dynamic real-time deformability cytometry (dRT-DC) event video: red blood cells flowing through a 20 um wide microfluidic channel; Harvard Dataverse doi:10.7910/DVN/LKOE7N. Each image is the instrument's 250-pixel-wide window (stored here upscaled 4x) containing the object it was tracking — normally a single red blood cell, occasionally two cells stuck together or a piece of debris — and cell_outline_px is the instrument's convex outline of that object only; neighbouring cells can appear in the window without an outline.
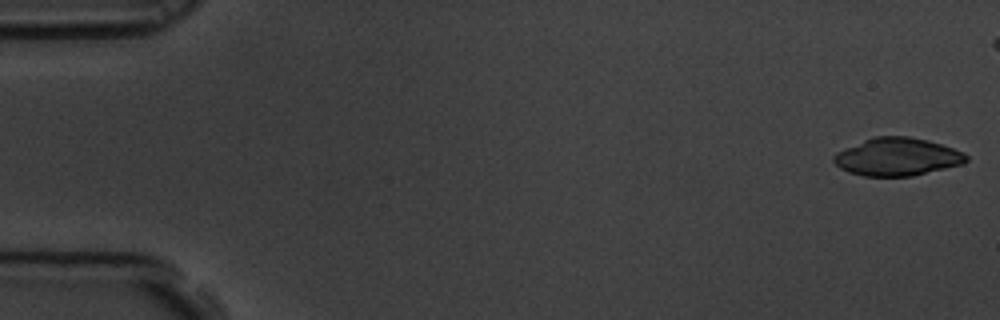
{"species": "common noctule bat (a hibernating species)", "species_latin": "Nyctalus noctula", "temperature_condition": "room temperature", "stored_images_in_passage": 52, "camera_frame_rate_fps": 3000, "um_per_image_px": 0.085, "animal": {"sex": "male", "body_mass_g": 19.5, "forearm_length_mm": 54.6}, "frame": {"image": 1, "passage_image": 1, "time_ms": 0.0, "image_size_px": [1000, 320], "cell_outline_px": [[968, 160], [964, 164], [912, 176], [864, 176], [848, 172], [840, 168], [832, 160], [832, 156], [836, 152], [872, 136], [908, 136], [928, 140], [964, 152], [968, 156]], "centroid_in_image_um": [76.26, 13.33], "position_along_channel_um": 8.7, "area_um2": 29.36}}